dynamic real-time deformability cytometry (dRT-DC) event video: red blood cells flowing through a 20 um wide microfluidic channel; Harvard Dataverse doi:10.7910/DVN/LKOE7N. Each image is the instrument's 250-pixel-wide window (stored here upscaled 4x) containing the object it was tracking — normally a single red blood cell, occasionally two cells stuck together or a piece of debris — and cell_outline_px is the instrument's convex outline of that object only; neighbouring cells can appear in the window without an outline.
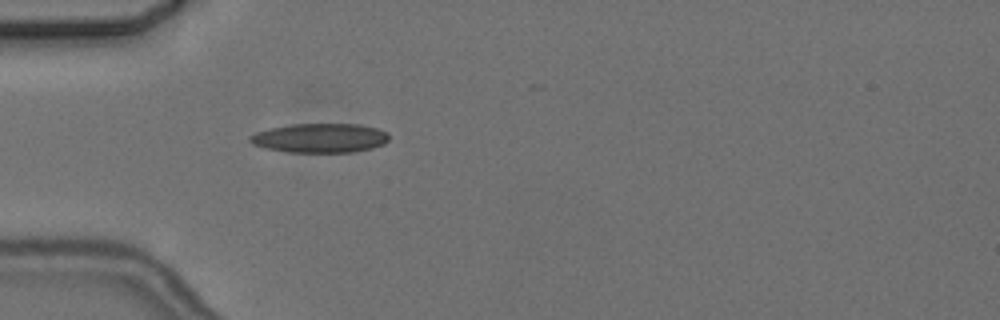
{"species": "common noctule bat (a hibernating species)", "species_latin": "Nyctalus noctula", "temperature_condition": "cold", "stored_images_in_passage": 5, "segment_of_instrument_passage": [1, 2], "camera_frame_rate_fps": 3000, "um_per_image_px": 0.085, "animal": {"sex": "female", "body_mass_g": 24.6, "forearm_length_mm": 56.2}, "frame": {"image": 1, "passage_image": 3, "time_ms": 3.667, "image_size_px": [1000, 320], "cell_outline_px": [[388, 140], [384, 144], [372, 148], [352, 152], [288, 152], [264, 148], [252, 144], [248, 140], [248, 136], [256, 132], [268, 128], [292, 124], [360, 124], [376, 128], [388, 132]], "centroid_in_image_um": [27.17, 11.73], "position_along_channel_um": 57.8, "area_um2": 23.87}}